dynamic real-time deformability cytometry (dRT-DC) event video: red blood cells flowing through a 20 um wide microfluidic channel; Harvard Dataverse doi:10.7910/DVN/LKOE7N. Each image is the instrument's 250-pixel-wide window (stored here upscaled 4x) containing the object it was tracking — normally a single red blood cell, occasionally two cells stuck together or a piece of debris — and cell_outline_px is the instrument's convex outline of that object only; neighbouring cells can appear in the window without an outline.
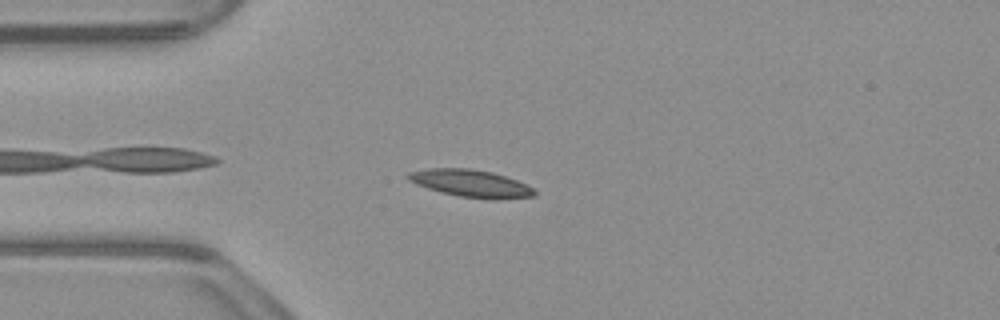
{"species": "common noctule bat (a hibernating species)", "species_latin": "Nyctalus noctula", "temperature_condition": "warm", "stored_images_in_passage": 37, "camera_frame_rate_fps": 3000, "um_per_image_px": 0.085, "animal": {"sex": "male", "body_mass_g": 23.1, "forearm_length_mm": 52.7}, "frame": {"image": 1, "passage_image": 3, "time_ms": 0.667, "image_size_px": [1000, 320], "cell_outline_px": [[536, 196], [496, 200], [492, 200], [460, 196], [440, 192], [416, 184], [408, 180], [404, 176], [408, 172], [428, 168], [468, 168], [492, 172], [528, 184], [536, 192]], "centroid_in_image_um": [40.02, 15.59], "position_along_channel_um": 45.0, "area_um2": 20.29}}
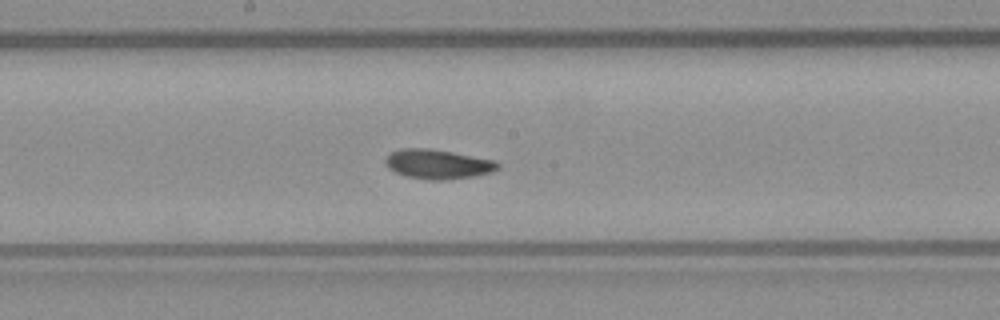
{"frame": {"image": 2, "passage_image": 17, "time_ms": 5.333, "image_size_px": [1000, 320], "cell_outline_px": [[500, 168], [492, 172], [472, 176], [444, 180], [432, 180], [408, 176], [396, 172], [388, 168], [384, 160], [392, 152], [400, 148], [432, 148], [496, 160], [500, 164]], "centroid_in_image_um": [37.25, 13.93], "position_along_channel_um": 211.0, "area_um2": 19.31}}
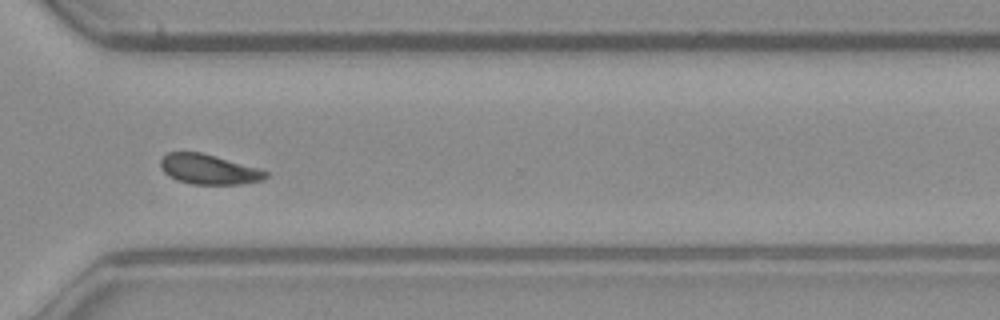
{"frame": {"image": 3, "passage_image": 28, "time_ms": 9.0, "image_size_px": [1000, 320], "cell_outline_px": [[268, 176], [264, 180], [240, 184], [192, 184], [176, 180], [168, 176], [160, 168], [160, 160], [168, 152], [200, 152], [260, 168], [268, 172]], "centroid_in_image_um": [17.74, 14.4], "position_along_channel_um": 352.9, "area_um2": 18.44}, "authors_computed_cell_mechanics": {"area_um2": 18.6694, "velocity_mm_per_s": 3.8765, "shape_relaxation_time_tau1_ms": 3.4496, "shape_relaxation_time_tau2_ms": 3.1859, "deformation_change_tau1": 0.1299, "deformation_change_tau2": 0.0927}}